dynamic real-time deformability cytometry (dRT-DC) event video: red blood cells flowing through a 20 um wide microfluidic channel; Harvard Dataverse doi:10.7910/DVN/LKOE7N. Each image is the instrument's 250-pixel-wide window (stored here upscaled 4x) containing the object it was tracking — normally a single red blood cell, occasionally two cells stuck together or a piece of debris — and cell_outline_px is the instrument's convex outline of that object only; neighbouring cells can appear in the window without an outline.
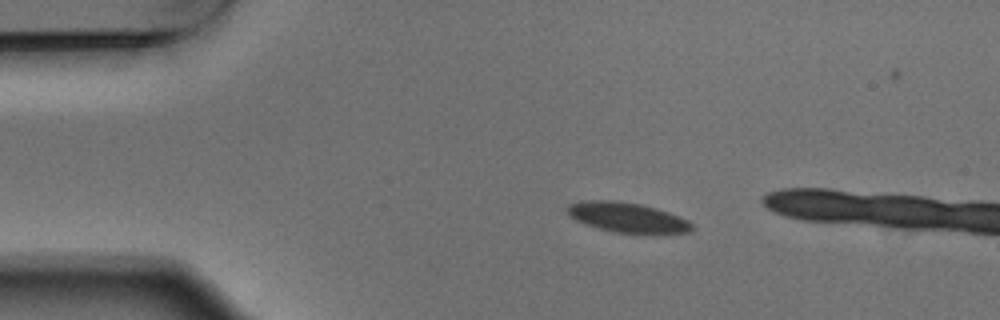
{"species": "Egyptian fruit bat (a non-hibernating species)", "species_latin": "Rousettus aegyptiacus", "temperature_condition": "warm", "stored_images_in_passage": 4, "camera_frame_rate_fps": 3000, "um_per_image_px": 0.085, "animal": {"sex": "male"}, "frame": {"image": 1, "passage_image": 2, "time_ms": 0.333, "image_size_px": [1000, 320], "cell_outline_px": [[696, 228], [692, 232], [612, 232], [576, 220], [568, 216], [564, 208], [568, 204], [580, 200], [616, 200], [640, 204], [656, 208], [680, 216], [688, 220]], "centroid_in_image_um": [53.27, 18.44], "position_along_channel_um": 31.7, "area_um2": 21.62}}